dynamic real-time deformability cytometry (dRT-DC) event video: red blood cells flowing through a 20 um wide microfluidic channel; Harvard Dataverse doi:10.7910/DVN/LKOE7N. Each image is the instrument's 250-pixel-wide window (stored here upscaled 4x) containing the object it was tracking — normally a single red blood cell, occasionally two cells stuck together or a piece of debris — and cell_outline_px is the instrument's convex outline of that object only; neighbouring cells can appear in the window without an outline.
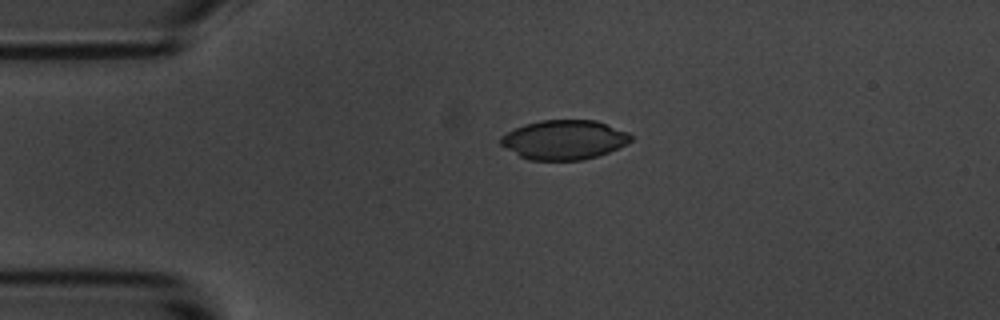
{"species": "common noctule bat (a hibernating species)", "species_latin": "Nyctalus noctula", "temperature_condition": "room temperature", "stored_images_in_passage": 2, "camera_frame_rate_fps": 3000, "um_per_image_px": 0.085, "animal": {"sex": "male", "body_mass_g": 20.1, "forearm_length_mm": 53.5}, "frame": {"image": 1, "passage_image": 1, "time_ms": 0.0, "image_size_px": [1000, 320], "cell_outline_px": [[632, 140], [628, 144], [608, 152], [584, 160], [528, 160], [520, 156], [500, 144], [500, 136], [524, 124], [540, 120], [596, 120], [628, 132], [632, 136]], "centroid_in_image_um": [47.96, 11.88], "position_along_channel_um": 37.0, "area_um2": 29.88}}